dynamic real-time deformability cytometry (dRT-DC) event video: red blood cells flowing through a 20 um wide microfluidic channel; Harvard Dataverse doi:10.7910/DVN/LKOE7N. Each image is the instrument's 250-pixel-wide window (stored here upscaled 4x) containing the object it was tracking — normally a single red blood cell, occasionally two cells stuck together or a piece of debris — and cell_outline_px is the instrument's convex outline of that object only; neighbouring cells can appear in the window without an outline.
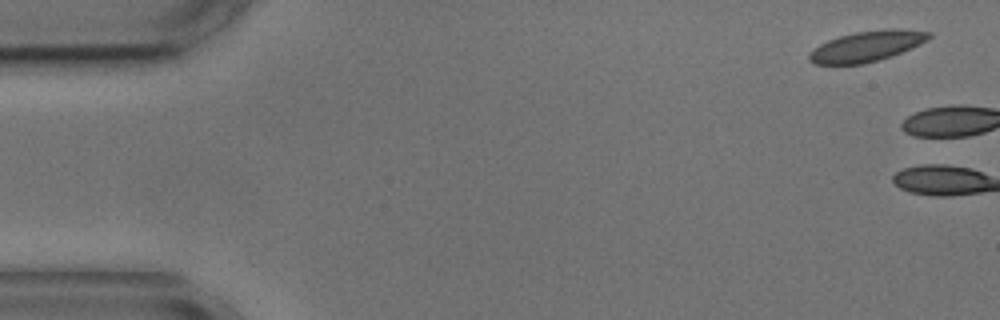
{"species": "common noctule bat (a hibernating species)", "species_latin": "Nyctalus noctula", "temperature_condition": "cold", "stored_images_in_passage": 2, "camera_frame_rate_fps": 3000, "um_per_image_px": 0.085, "animal": {"sex": "male", "body_mass_g": 17.9, "forearm_length_mm": 54.2}, "frame": {"image": 1, "passage_image": 1, "time_ms": 0.0, "image_size_px": [1000, 320], "cell_outline_px": [[932, 36], [928, 40], [920, 44], [892, 56], [880, 60], [864, 64], [812, 64], [808, 60], [808, 52], [820, 44], [828, 40], [840, 36], [856, 32], [884, 28], [900, 28], [932, 32]], "centroid_in_image_um": [73.69, 3.92], "position_along_channel_um": 11.3, "area_um2": 21.62}}